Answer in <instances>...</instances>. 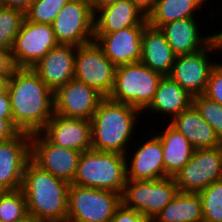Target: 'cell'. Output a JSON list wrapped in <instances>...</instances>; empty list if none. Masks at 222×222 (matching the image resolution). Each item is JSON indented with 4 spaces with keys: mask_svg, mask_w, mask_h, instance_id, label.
Masks as SVG:
<instances>
[{
    "mask_svg": "<svg viewBox=\"0 0 222 222\" xmlns=\"http://www.w3.org/2000/svg\"><path fill=\"white\" fill-rule=\"evenodd\" d=\"M13 125L30 134L40 132L54 114V92L29 67H16L7 88Z\"/></svg>",
    "mask_w": 222,
    "mask_h": 222,
    "instance_id": "6da1fadb",
    "label": "cell"
},
{
    "mask_svg": "<svg viewBox=\"0 0 222 222\" xmlns=\"http://www.w3.org/2000/svg\"><path fill=\"white\" fill-rule=\"evenodd\" d=\"M70 184L41 169L31 159L24 170L21 190L28 215L39 222H66Z\"/></svg>",
    "mask_w": 222,
    "mask_h": 222,
    "instance_id": "7a4b0ae2",
    "label": "cell"
},
{
    "mask_svg": "<svg viewBox=\"0 0 222 222\" xmlns=\"http://www.w3.org/2000/svg\"><path fill=\"white\" fill-rule=\"evenodd\" d=\"M139 114L143 115L129 104L104 97L90 119L92 149L125 155L131 146L130 141L135 139L133 136H137L134 133L140 121Z\"/></svg>",
    "mask_w": 222,
    "mask_h": 222,
    "instance_id": "3957f363",
    "label": "cell"
},
{
    "mask_svg": "<svg viewBox=\"0 0 222 222\" xmlns=\"http://www.w3.org/2000/svg\"><path fill=\"white\" fill-rule=\"evenodd\" d=\"M126 183V156L90 149L81 153L71 184L122 195Z\"/></svg>",
    "mask_w": 222,
    "mask_h": 222,
    "instance_id": "277c9868",
    "label": "cell"
},
{
    "mask_svg": "<svg viewBox=\"0 0 222 222\" xmlns=\"http://www.w3.org/2000/svg\"><path fill=\"white\" fill-rule=\"evenodd\" d=\"M162 75L141 62L116 67L108 98L143 112L152 102Z\"/></svg>",
    "mask_w": 222,
    "mask_h": 222,
    "instance_id": "5b68a950",
    "label": "cell"
},
{
    "mask_svg": "<svg viewBox=\"0 0 222 222\" xmlns=\"http://www.w3.org/2000/svg\"><path fill=\"white\" fill-rule=\"evenodd\" d=\"M121 194L70 184L66 222H110Z\"/></svg>",
    "mask_w": 222,
    "mask_h": 222,
    "instance_id": "8992f818",
    "label": "cell"
},
{
    "mask_svg": "<svg viewBox=\"0 0 222 222\" xmlns=\"http://www.w3.org/2000/svg\"><path fill=\"white\" fill-rule=\"evenodd\" d=\"M178 192L174 177L157 180H126L122 204L154 218Z\"/></svg>",
    "mask_w": 222,
    "mask_h": 222,
    "instance_id": "52a82bcc",
    "label": "cell"
},
{
    "mask_svg": "<svg viewBox=\"0 0 222 222\" xmlns=\"http://www.w3.org/2000/svg\"><path fill=\"white\" fill-rule=\"evenodd\" d=\"M214 51L222 53V43L213 39L198 52L176 56L169 76L190 96L204 94L211 70L217 64L209 55Z\"/></svg>",
    "mask_w": 222,
    "mask_h": 222,
    "instance_id": "ba28073f",
    "label": "cell"
},
{
    "mask_svg": "<svg viewBox=\"0 0 222 222\" xmlns=\"http://www.w3.org/2000/svg\"><path fill=\"white\" fill-rule=\"evenodd\" d=\"M116 66L95 41L77 46L74 78L95 89L103 97L112 91Z\"/></svg>",
    "mask_w": 222,
    "mask_h": 222,
    "instance_id": "9c48e42d",
    "label": "cell"
},
{
    "mask_svg": "<svg viewBox=\"0 0 222 222\" xmlns=\"http://www.w3.org/2000/svg\"><path fill=\"white\" fill-rule=\"evenodd\" d=\"M180 192L199 193L222 179V145L195 149L191 159L174 176Z\"/></svg>",
    "mask_w": 222,
    "mask_h": 222,
    "instance_id": "30bf717a",
    "label": "cell"
},
{
    "mask_svg": "<svg viewBox=\"0 0 222 222\" xmlns=\"http://www.w3.org/2000/svg\"><path fill=\"white\" fill-rule=\"evenodd\" d=\"M94 16L87 0H69L51 24L57 42L80 46L94 41Z\"/></svg>",
    "mask_w": 222,
    "mask_h": 222,
    "instance_id": "8fae6325",
    "label": "cell"
},
{
    "mask_svg": "<svg viewBox=\"0 0 222 222\" xmlns=\"http://www.w3.org/2000/svg\"><path fill=\"white\" fill-rule=\"evenodd\" d=\"M58 44L51 24L25 18L11 49L15 67L31 68Z\"/></svg>",
    "mask_w": 222,
    "mask_h": 222,
    "instance_id": "7c38bea8",
    "label": "cell"
},
{
    "mask_svg": "<svg viewBox=\"0 0 222 222\" xmlns=\"http://www.w3.org/2000/svg\"><path fill=\"white\" fill-rule=\"evenodd\" d=\"M81 152L52 144L41 132L31 134V160L56 178L71 184Z\"/></svg>",
    "mask_w": 222,
    "mask_h": 222,
    "instance_id": "4fadbf2b",
    "label": "cell"
},
{
    "mask_svg": "<svg viewBox=\"0 0 222 222\" xmlns=\"http://www.w3.org/2000/svg\"><path fill=\"white\" fill-rule=\"evenodd\" d=\"M30 159V133L19 131L0 142V191L21 189L25 166Z\"/></svg>",
    "mask_w": 222,
    "mask_h": 222,
    "instance_id": "5bb4252c",
    "label": "cell"
},
{
    "mask_svg": "<svg viewBox=\"0 0 222 222\" xmlns=\"http://www.w3.org/2000/svg\"><path fill=\"white\" fill-rule=\"evenodd\" d=\"M103 98L95 89L73 78L54 92V114L90 121Z\"/></svg>",
    "mask_w": 222,
    "mask_h": 222,
    "instance_id": "9a60e30c",
    "label": "cell"
},
{
    "mask_svg": "<svg viewBox=\"0 0 222 222\" xmlns=\"http://www.w3.org/2000/svg\"><path fill=\"white\" fill-rule=\"evenodd\" d=\"M150 134L153 135L151 136ZM150 134L145 142H138V144L141 143L138 146L139 148H135L136 146L133 147L132 145L130 147L135 150L131 151L132 148H129V151L125 154L126 180H157L165 178L161 140L155 132L152 133V130Z\"/></svg>",
    "mask_w": 222,
    "mask_h": 222,
    "instance_id": "2e32d148",
    "label": "cell"
},
{
    "mask_svg": "<svg viewBox=\"0 0 222 222\" xmlns=\"http://www.w3.org/2000/svg\"><path fill=\"white\" fill-rule=\"evenodd\" d=\"M144 28L132 26L113 33L94 34V41L116 67L140 62Z\"/></svg>",
    "mask_w": 222,
    "mask_h": 222,
    "instance_id": "e0dca14e",
    "label": "cell"
},
{
    "mask_svg": "<svg viewBox=\"0 0 222 222\" xmlns=\"http://www.w3.org/2000/svg\"><path fill=\"white\" fill-rule=\"evenodd\" d=\"M52 144L84 152L92 149L91 122L53 114L40 131Z\"/></svg>",
    "mask_w": 222,
    "mask_h": 222,
    "instance_id": "ac0fdd59",
    "label": "cell"
},
{
    "mask_svg": "<svg viewBox=\"0 0 222 222\" xmlns=\"http://www.w3.org/2000/svg\"><path fill=\"white\" fill-rule=\"evenodd\" d=\"M77 46L58 44L31 68L55 92L74 78Z\"/></svg>",
    "mask_w": 222,
    "mask_h": 222,
    "instance_id": "d6986e66",
    "label": "cell"
},
{
    "mask_svg": "<svg viewBox=\"0 0 222 222\" xmlns=\"http://www.w3.org/2000/svg\"><path fill=\"white\" fill-rule=\"evenodd\" d=\"M199 24L196 17L184 18L163 24L159 29L163 32L174 54L179 56L198 52L213 40L212 34L201 35L202 30Z\"/></svg>",
    "mask_w": 222,
    "mask_h": 222,
    "instance_id": "ffe728a7",
    "label": "cell"
},
{
    "mask_svg": "<svg viewBox=\"0 0 222 222\" xmlns=\"http://www.w3.org/2000/svg\"><path fill=\"white\" fill-rule=\"evenodd\" d=\"M147 18L131 0H118L94 16V34H106L132 26H146Z\"/></svg>",
    "mask_w": 222,
    "mask_h": 222,
    "instance_id": "44dd1931",
    "label": "cell"
},
{
    "mask_svg": "<svg viewBox=\"0 0 222 222\" xmlns=\"http://www.w3.org/2000/svg\"><path fill=\"white\" fill-rule=\"evenodd\" d=\"M175 57L163 32L147 24L142 34L140 62L162 76H169Z\"/></svg>",
    "mask_w": 222,
    "mask_h": 222,
    "instance_id": "7402d4cb",
    "label": "cell"
},
{
    "mask_svg": "<svg viewBox=\"0 0 222 222\" xmlns=\"http://www.w3.org/2000/svg\"><path fill=\"white\" fill-rule=\"evenodd\" d=\"M169 124L186 137L194 149L215 148L222 145L214 129L193 105L174 117Z\"/></svg>",
    "mask_w": 222,
    "mask_h": 222,
    "instance_id": "603a6c76",
    "label": "cell"
},
{
    "mask_svg": "<svg viewBox=\"0 0 222 222\" xmlns=\"http://www.w3.org/2000/svg\"><path fill=\"white\" fill-rule=\"evenodd\" d=\"M192 98L170 76H162L152 102L142 113L152 111L161 116L164 114L166 116L162 118L169 117L168 121H171L192 105Z\"/></svg>",
    "mask_w": 222,
    "mask_h": 222,
    "instance_id": "cb8c5ba5",
    "label": "cell"
},
{
    "mask_svg": "<svg viewBox=\"0 0 222 222\" xmlns=\"http://www.w3.org/2000/svg\"><path fill=\"white\" fill-rule=\"evenodd\" d=\"M157 132L163 148L165 178L174 177L191 159L194 148L189 140L174 129L169 123Z\"/></svg>",
    "mask_w": 222,
    "mask_h": 222,
    "instance_id": "d4e9b609",
    "label": "cell"
},
{
    "mask_svg": "<svg viewBox=\"0 0 222 222\" xmlns=\"http://www.w3.org/2000/svg\"><path fill=\"white\" fill-rule=\"evenodd\" d=\"M154 219L159 222H203L200 195L178 191Z\"/></svg>",
    "mask_w": 222,
    "mask_h": 222,
    "instance_id": "484cf974",
    "label": "cell"
},
{
    "mask_svg": "<svg viewBox=\"0 0 222 222\" xmlns=\"http://www.w3.org/2000/svg\"><path fill=\"white\" fill-rule=\"evenodd\" d=\"M208 0H158L153 12L147 18L149 25L160 28L163 24L184 18L196 17L201 7L206 8Z\"/></svg>",
    "mask_w": 222,
    "mask_h": 222,
    "instance_id": "4316f807",
    "label": "cell"
},
{
    "mask_svg": "<svg viewBox=\"0 0 222 222\" xmlns=\"http://www.w3.org/2000/svg\"><path fill=\"white\" fill-rule=\"evenodd\" d=\"M28 216L26 197L21 189L0 191V220L16 222Z\"/></svg>",
    "mask_w": 222,
    "mask_h": 222,
    "instance_id": "83f0119b",
    "label": "cell"
},
{
    "mask_svg": "<svg viewBox=\"0 0 222 222\" xmlns=\"http://www.w3.org/2000/svg\"><path fill=\"white\" fill-rule=\"evenodd\" d=\"M25 13L11 7L0 9V47L11 50L25 19Z\"/></svg>",
    "mask_w": 222,
    "mask_h": 222,
    "instance_id": "f1b7e54d",
    "label": "cell"
},
{
    "mask_svg": "<svg viewBox=\"0 0 222 222\" xmlns=\"http://www.w3.org/2000/svg\"><path fill=\"white\" fill-rule=\"evenodd\" d=\"M200 195L203 222H222V179L213 182Z\"/></svg>",
    "mask_w": 222,
    "mask_h": 222,
    "instance_id": "f546056e",
    "label": "cell"
},
{
    "mask_svg": "<svg viewBox=\"0 0 222 222\" xmlns=\"http://www.w3.org/2000/svg\"><path fill=\"white\" fill-rule=\"evenodd\" d=\"M69 0H33L25 17L30 22L52 24Z\"/></svg>",
    "mask_w": 222,
    "mask_h": 222,
    "instance_id": "4dcf8cb0",
    "label": "cell"
},
{
    "mask_svg": "<svg viewBox=\"0 0 222 222\" xmlns=\"http://www.w3.org/2000/svg\"><path fill=\"white\" fill-rule=\"evenodd\" d=\"M192 105L214 129L216 136L222 142V105L210 100L203 94L194 96L192 98Z\"/></svg>",
    "mask_w": 222,
    "mask_h": 222,
    "instance_id": "1f68e13d",
    "label": "cell"
},
{
    "mask_svg": "<svg viewBox=\"0 0 222 222\" xmlns=\"http://www.w3.org/2000/svg\"><path fill=\"white\" fill-rule=\"evenodd\" d=\"M203 95L222 105V63L220 60L211 70Z\"/></svg>",
    "mask_w": 222,
    "mask_h": 222,
    "instance_id": "d6a6232c",
    "label": "cell"
},
{
    "mask_svg": "<svg viewBox=\"0 0 222 222\" xmlns=\"http://www.w3.org/2000/svg\"><path fill=\"white\" fill-rule=\"evenodd\" d=\"M148 218L137 212L134 209H130L121 204L115 211L114 216L110 222H147Z\"/></svg>",
    "mask_w": 222,
    "mask_h": 222,
    "instance_id": "836d02e7",
    "label": "cell"
},
{
    "mask_svg": "<svg viewBox=\"0 0 222 222\" xmlns=\"http://www.w3.org/2000/svg\"><path fill=\"white\" fill-rule=\"evenodd\" d=\"M15 68L11 50L0 47V76H11Z\"/></svg>",
    "mask_w": 222,
    "mask_h": 222,
    "instance_id": "e575fe53",
    "label": "cell"
},
{
    "mask_svg": "<svg viewBox=\"0 0 222 222\" xmlns=\"http://www.w3.org/2000/svg\"><path fill=\"white\" fill-rule=\"evenodd\" d=\"M19 130L13 125V119L0 118V142L14 137Z\"/></svg>",
    "mask_w": 222,
    "mask_h": 222,
    "instance_id": "d590c367",
    "label": "cell"
},
{
    "mask_svg": "<svg viewBox=\"0 0 222 222\" xmlns=\"http://www.w3.org/2000/svg\"><path fill=\"white\" fill-rule=\"evenodd\" d=\"M0 118L12 119L11 103L8 91L0 93Z\"/></svg>",
    "mask_w": 222,
    "mask_h": 222,
    "instance_id": "8d00e7d4",
    "label": "cell"
},
{
    "mask_svg": "<svg viewBox=\"0 0 222 222\" xmlns=\"http://www.w3.org/2000/svg\"><path fill=\"white\" fill-rule=\"evenodd\" d=\"M136 8L146 17L155 9L156 3L158 0H131Z\"/></svg>",
    "mask_w": 222,
    "mask_h": 222,
    "instance_id": "74e56055",
    "label": "cell"
},
{
    "mask_svg": "<svg viewBox=\"0 0 222 222\" xmlns=\"http://www.w3.org/2000/svg\"><path fill=\"white\" fill-rule=\"evenodd\" d=\"M5 7L18 9L26 13L33 0H2Z\"/></svg>",
    "mask_w": 222,
    "mask_h": 222,
    "instance_id": "f35d334b",
    "label": "cell"
},
{
    "mask_svg": "<svg viewBox=\"0 0 222 222\" xmlns=\"http://www.w3.org/2000/svg\"><path fill=\"white\" fill-rule=\"evenodd\" d=\"M90 4V7L95 14L98 10L108 5L115 3L118 0H87Z\"/></svg>",
    "mask_w": 222,
    "mask_h": 222,
    "instance_id": "ab89813d",
    "label": "cell"
},
{
    "mask_svg": "<svg viewBox=\"0 0 222 222\" xmlns=\"http://www.w3.org/2000/svg\"><path fill=\"white\" fill-rule=\"evenodd\" d=\"M11 76H0V93L6 92Z\"/></svg>",
    "mask_w": 222,
    "mask_h": 222,
    "instance_id": "60d3db41",
    "label": "cell"
},
{
    "mask_svg": "<svg viewBox=\"0 0 222 222\" xmlns=\"http://www.w3.org/2000/svg\"><path fill=\"white\" fill-rule=\"evenodd\" d=\"M212 35H213V39L218 41L219 43H222V31H213L212 32Z\"/></svg>",
    "mask_w": 222,
    "mask_h": 222,
    "instance_id": "b9f144b4",
    "label": "cell"
},
{
    "mask_svg": "<svg viewBox=\"0 0 222 222\" xmlns=\"http://www.w3.org/2000/svg\"><path fill=\"white\" fill-rule=\"evenodd\" d=\"M16 222H39V221L35 219L34 217L28 215L26 218L16 221Z\"/></svg>",
    "mask_w": 222,
    "mask_h": 222,
    "instance_id": "7bdbcfd3",
    "label": "cell"
},
{
    "mask_svg": "<svg viewBox=\"0 0 222 222\" xmlns=\"http://www.w3.org/2000/svg\"><path fill=\"white\" fill-rule=\"evenodd\" d=\"M147 222H159V221H157V220L154 219V218H148Z\"/></svg>",
    "mask_w": 222,
    "mask_h": 222,
    "instance_id": "ee69618b",
    "label": "cell"
},
{
    "mask_svg": "<svg viewBox=\"0 0 222 222\" xmlns=\"http://www.w3.org/2000/svg\"><path fill=\"white\" fill-rule=\"evenodd\" d=\"M4 7L3 1L0 0V9Z\"/></svg>",
    "mask_w": 222,
    "mask_h": 222,
    "instance_id": "f6af8a7d",
    "label": "cell"
}]
</instances>
